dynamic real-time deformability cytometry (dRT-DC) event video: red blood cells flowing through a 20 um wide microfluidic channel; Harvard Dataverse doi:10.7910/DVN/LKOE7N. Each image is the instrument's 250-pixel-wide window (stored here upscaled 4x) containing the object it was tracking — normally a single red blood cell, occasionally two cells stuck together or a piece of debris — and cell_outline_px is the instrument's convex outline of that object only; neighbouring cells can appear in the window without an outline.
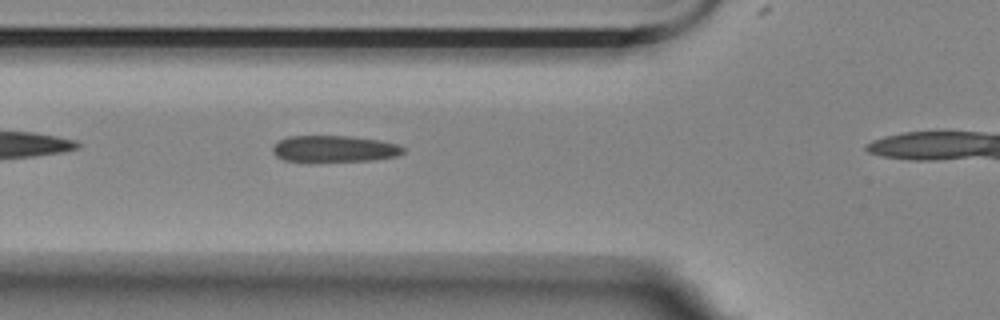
{"species": "Egyptian fruit bat (a non-hibernating species)", "species_latin": "Rousettus aegyptiacus", "temperature_condition": "room temperature", "stored_images_in_passage": 32, "camera_frame_rate_fps": 3000, "um_per_image_px": 0.085, "animal": {"sex": "female"}, "frame": {"image": 1, "passage_image": 6, "time_ms": 1.667, "image_size_px": [1000, 320], "cell_outline_px": [[404, 152], [396, 156], [372, 160], [284, 160], [276, 156], [272, 152], [272, 148], [280, 140], [288, 136], [348, 136], [380, 140], [396, 144], [404, 148]], "centroid_in_image_um": [28.42, 12.62], "position_along_channel_um": 97.4, "area_um2": 19.59}}
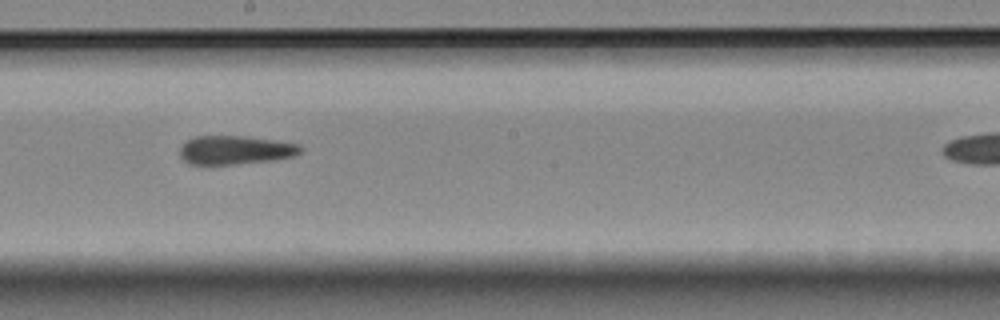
{"frame": {"image": 2, "passage_image": 17, "time_ms": 5.333, "image_size_px": [1000, 320], "cell_outline_px": [[300, 152], [292, 156], [272, 160], [236, 164], [192, 164], [184, 160], [180, 156], [180, 148], [188, 140], [196, 136], [248, 136], [300, 144]], "centroid_in_image_um": [19.99, 12.74], "position_along_channel_um": 228.2, "area_um2": 19.94}}
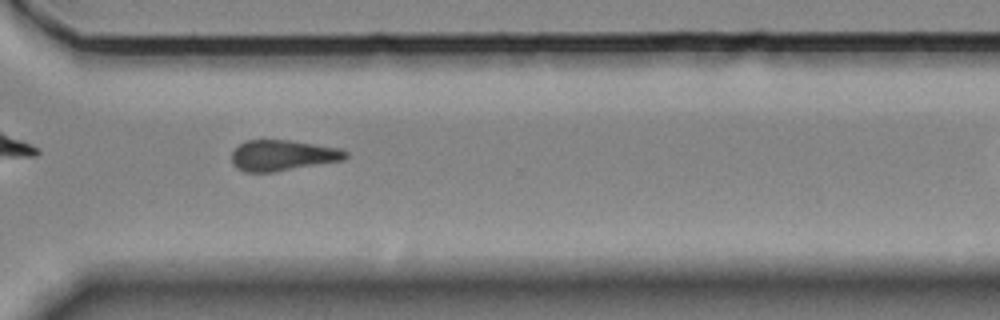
{"frame": {"image": 3, "passage_image": 27, "time_ms": 8.667, "image_size_px": [1000, 320], "cell_outline_px": [[348, 156], [344, 160], [272, 172], [244, 172], [236, 168], [232, 164], [232, 152], [244, 140], [288, 140], [340, 148], [348, 152]], "centroid_in_image_um": [24.01, 13.21], "position_along_channel_um": 346.6, "area_um2": 20.4}}